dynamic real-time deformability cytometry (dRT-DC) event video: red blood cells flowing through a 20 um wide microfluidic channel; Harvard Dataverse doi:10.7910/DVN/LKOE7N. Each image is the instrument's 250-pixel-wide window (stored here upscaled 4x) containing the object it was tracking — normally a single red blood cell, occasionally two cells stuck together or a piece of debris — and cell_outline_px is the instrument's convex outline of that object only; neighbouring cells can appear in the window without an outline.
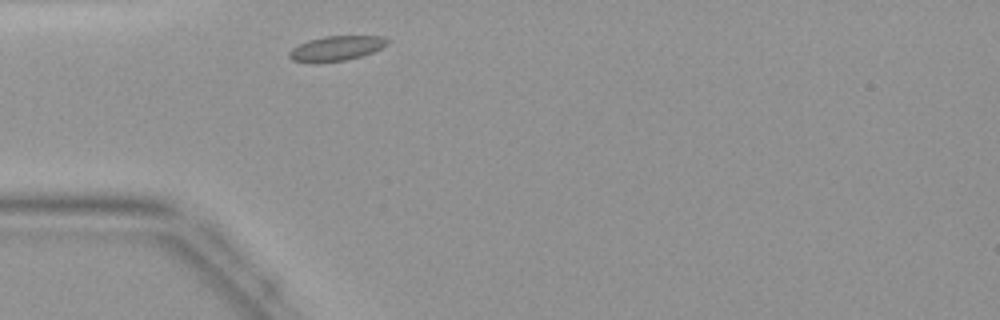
{"species": "common noctule bat (a hibernating species)", "species_latin": "Nyctalus noctula", "temperature_condition": "warm", "stored_images_in_passage": 26, "camera_frame_rate_fps": 3000, "um_per_image_px": 0.085, "animal": {"sex": "female", "body_mass_g": 19.9}, "frame": {"image": 1, "passage_image": 2, "time_ms": 0.333, "image_size_px": [1000, 320], "cell_outline_px": [[388, 44], [372, 52], [348, 60], [316, 64], [292, 60], [288, 56], [288, 52], [292, 48], [308, 40], [324, 36], [384, 36], [388, 40]], "centroid_in_image_um": [28.54, 4.13], "position_along_channel_um": 56.5, "area_um2": 14.39}}
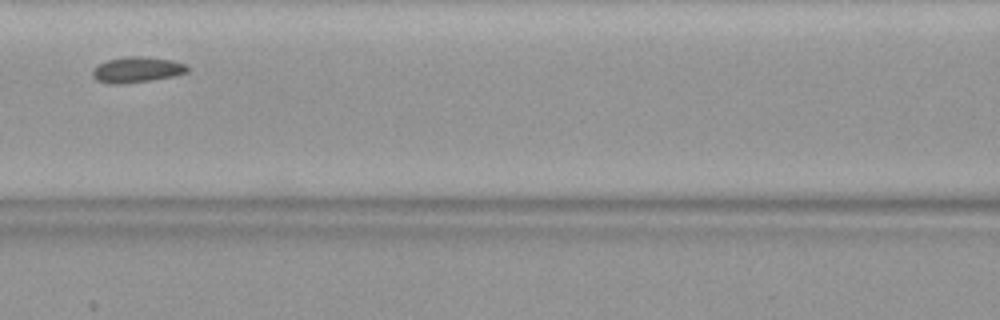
{"frame": {"image": 2, "passage_image": 9, "time_ms": 2.667, "image_size_px": [1000, 320], "cell_outline_px": [[188, 72], [172, 76], [152, 80], [120, 84], [108, 84], [96, 80], [92, 76], [92, 68], [96, 64], [108, 60], [128, 56], [144, 56], [172, 60], [184, 64], [188, 68]], "centroid_in_image_um": [11.58, 5.92], "position_along_channel_um": 155.0, "area_um2": 14.28}}
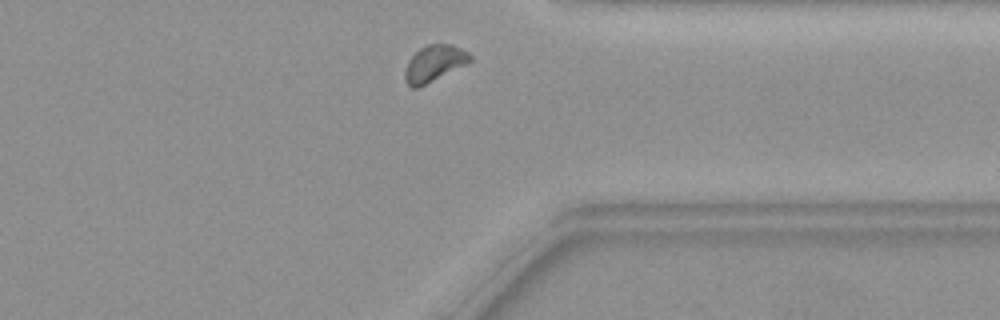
{"frame": {"image": 3, "passage_image": 24, "time_ms": 7.667, "image_size_px": [1000, 320], "cell_outline_px": [[472, 60], [416, 88], [412, 88], [404, 80], [404, 72], [408, 60], [420, 48], [428, 44], [452, 44], [468, 52], [472, 56]], "centroid_in_image_um": [36.87, 5.36], "position_along_channel_um": 374.5, "area_um2": 13.35}}